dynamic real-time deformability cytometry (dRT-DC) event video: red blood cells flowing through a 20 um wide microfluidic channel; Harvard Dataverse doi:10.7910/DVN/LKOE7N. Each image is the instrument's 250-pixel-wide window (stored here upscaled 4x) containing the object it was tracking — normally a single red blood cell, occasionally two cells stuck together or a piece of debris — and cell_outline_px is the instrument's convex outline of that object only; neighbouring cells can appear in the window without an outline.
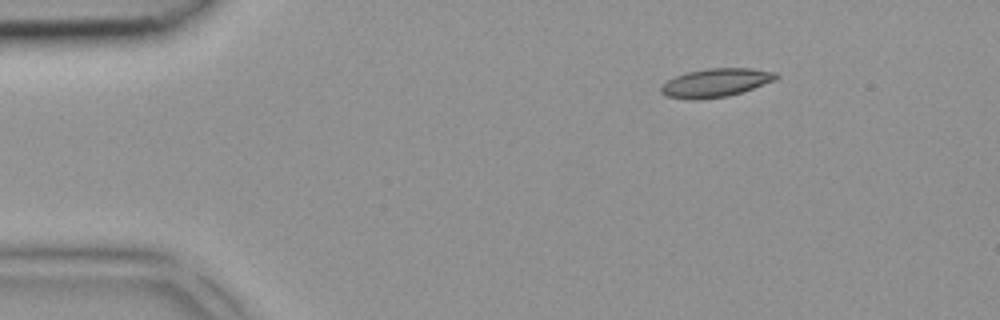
{"species": "common noctule bat (a hibernating species)", "species_latin": "Nyctalus noctula", "temperature_condition": "room temperature", "stored_images_in_passage": 4, "camera_frame_rate_fps": 3000, "um_per_image_px": 0.085, "animal": {"sex": "female", "body_mass_g": 18.4}, "frame": {"image": 1, "passage_image": 4, "time_ms": 1.0, "image_size_px": [1000, 320], "cell_outline_px": [[780, 76], [776, 80], [728, 96], [696, 100], [692, 100], [664, 96], [660, 92], [660, 88], [668, 80], [676, 76], [688, 72], [708, 68], [752, 68], [776, 72]], "centroid_in_image_um": [60.84, 7.03], "position_along_channel_um": 24.2, "area_um2": 19.07}}